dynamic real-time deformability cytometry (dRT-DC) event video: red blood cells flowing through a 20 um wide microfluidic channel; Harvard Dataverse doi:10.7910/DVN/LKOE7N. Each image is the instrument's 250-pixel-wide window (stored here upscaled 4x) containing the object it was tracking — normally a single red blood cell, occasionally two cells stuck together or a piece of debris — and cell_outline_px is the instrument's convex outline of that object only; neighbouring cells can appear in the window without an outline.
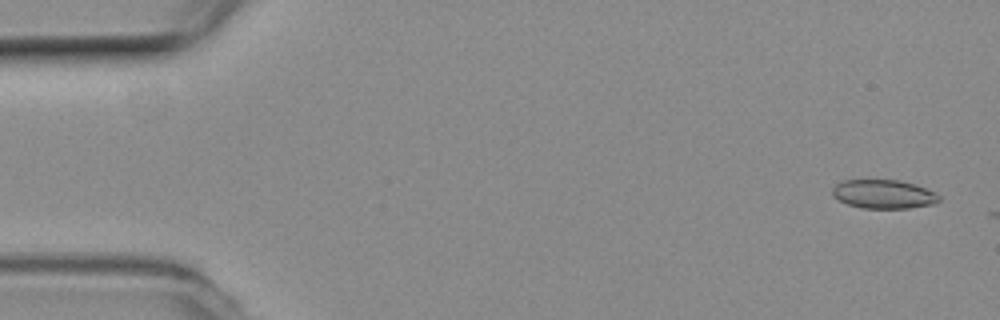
{"species": "common noctule bat (a hibernating species)", "species_latin": "Nyctalus noctula", "temperature_condition": "room temperature", "stored_images_in_passage": 5, "camera_frame_rate_fps": 3000, "um_per_image_px": 0.085, "animal": {"sex": "female", "body_mass_g": 19.3, "forearm_length_mm": 54.1}, "frame": {"image": 1, "passage_image": 2, "time_ms": 0.333, "image_size_px": [1000, 320], "cell_outline_px": [[940, 200], [936, 204], [908, 208], [864, 208], [848, 204], [832, 196], [832, 188], [836, 184], [844, 180], [900, 180], [924, 188], [940, 196]], "centroid_in_image_um": [75.09, 16.5], "position_along_channel_um": 9.9, "area_um2": 17.74}}